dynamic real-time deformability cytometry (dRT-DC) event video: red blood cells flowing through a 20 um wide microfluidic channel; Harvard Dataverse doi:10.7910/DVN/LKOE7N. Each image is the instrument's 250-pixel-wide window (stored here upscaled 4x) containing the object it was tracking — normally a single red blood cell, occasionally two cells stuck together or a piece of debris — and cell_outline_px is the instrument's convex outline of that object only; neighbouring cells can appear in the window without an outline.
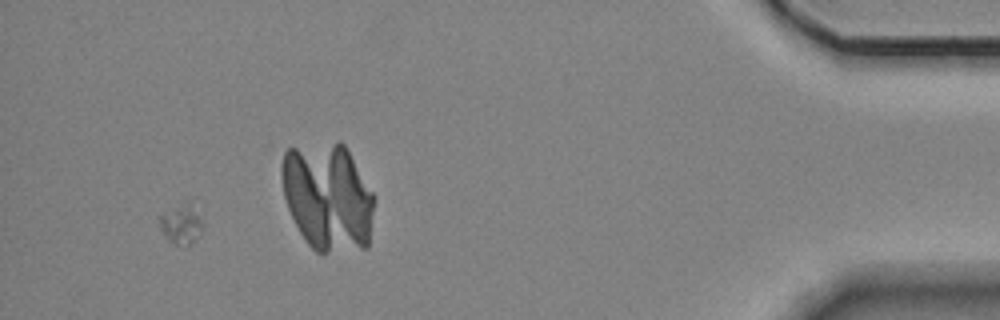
{"species": "Egyptian fruit bat (a non-hibernating species)", "species_latin": "Rousettus aegyptiacus", "temperature_condition": "room temperature", "stored_images_in_passage": 43, "camera_frame_rate_fps": 3000, "um_per_image_px": 0.085, "animal": {"sex": "female"}, "frame": {"image": 1, "passage_image": 39, "time_ms": 12.667, "image_size_px": [1000, 320], "cell_outline_px": [[204, 228], [192, 244], [184, 248], [168, 240], [160, 228], [156, 216], [188, 200], [204, 224]], "centroid_in_image_um": [15.39, 19.08], "position_along_channel_um": 419.8, "area_um2": 10.23}}